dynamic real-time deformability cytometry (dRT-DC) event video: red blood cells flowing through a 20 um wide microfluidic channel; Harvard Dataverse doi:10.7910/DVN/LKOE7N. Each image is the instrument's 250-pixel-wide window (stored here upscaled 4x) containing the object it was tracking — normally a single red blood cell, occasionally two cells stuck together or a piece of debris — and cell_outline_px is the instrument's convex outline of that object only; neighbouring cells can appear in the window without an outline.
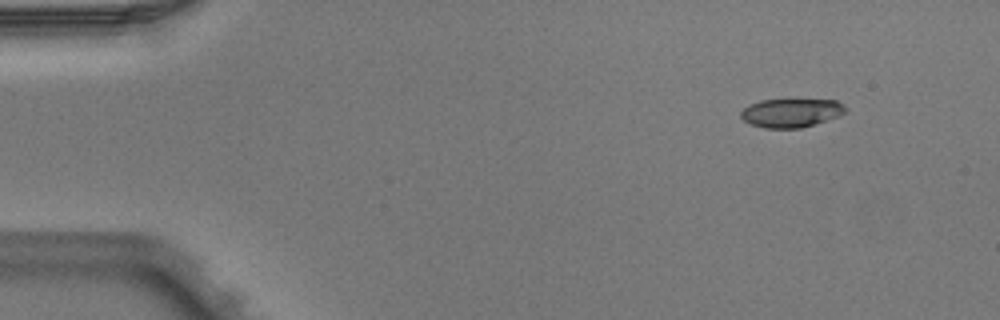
{"species": "Egyptian fruit bat (a non-hibernating species)", "species_latin": "Rousettus aegyptiacus", "temperature_condition": "warm", "stored_images_in_passage": 7, "camera_frame_rate_fps": 3000, "um_per_image_px": 0.085, "animal": {"sex": "male"}, "frame": {"image": 1, "passage_image": 2, "time_ms": 0.333, "image_size_px": [1000, 320], "cell_outline_px": [[848, 108], [844, 112], [836, 116], [800, 128], [764, 128], [752, 124], [744, 120], [740, 116], [740, 112], [744, 108], [760, 100], [836, 100]], "centroid_in_image_um": [67.22, 9.59], "position_along_channel_um": 17.8, "area_um2": 17.05}}
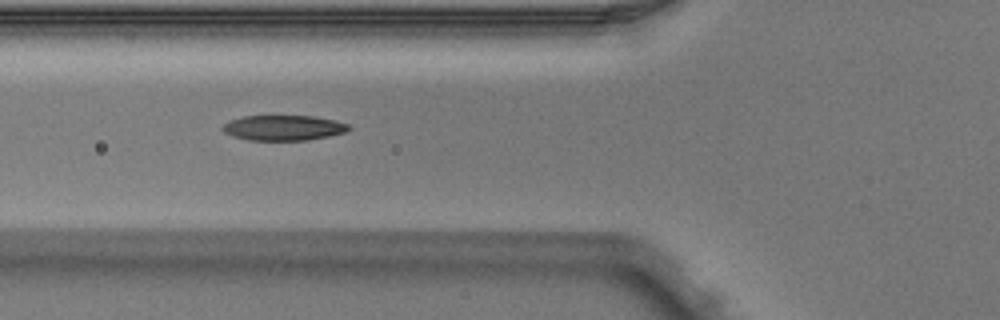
{"frame": {"image": 2, "passage_image": 6, "time_ms": 1.667, "image_size_px": [1000, 320], "cell_outline_px": [[352, 128], [344, 132], [328, 136], [308, 140], [248, 140], [232, 136], [224, 132], [220, 128], [228, 120], [240, 116], [272, 112], [312, 116], [332, 120], [348, 124]], "centroid_in_image_um": [23.99, 10.8], "position_along_channel_um": 101.8, "area_um2": 19.59}}
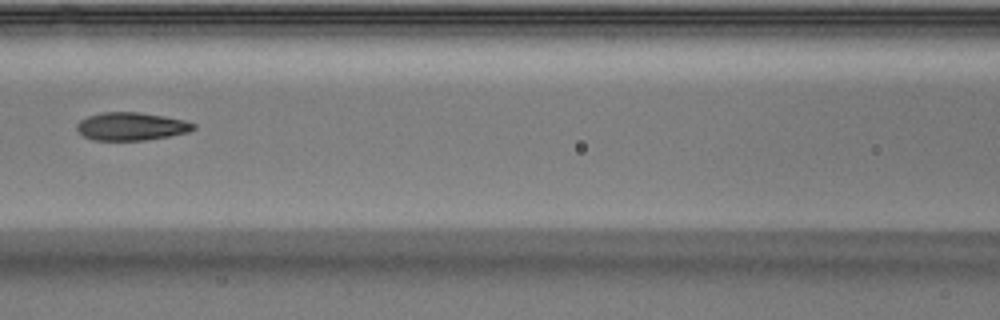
{"frame": {"image": 3, "passage_image": 7, "time_ms": 2.0, "image_size_px": [1000, 320], "cell_outline_px": [[196, 128], [188, 132], [168, 136], [144, 140], [92, 140], [84, 136], [76, 128], [76, 124], [80, 120], [88, 116], [100, 112], [140, 112], [164, 116], [184, 120], [196, 124]], "centroid_in_image_um": [11.15, 10.73], "position_along_channel_um": 155.4, "area_um2": 19.02}}